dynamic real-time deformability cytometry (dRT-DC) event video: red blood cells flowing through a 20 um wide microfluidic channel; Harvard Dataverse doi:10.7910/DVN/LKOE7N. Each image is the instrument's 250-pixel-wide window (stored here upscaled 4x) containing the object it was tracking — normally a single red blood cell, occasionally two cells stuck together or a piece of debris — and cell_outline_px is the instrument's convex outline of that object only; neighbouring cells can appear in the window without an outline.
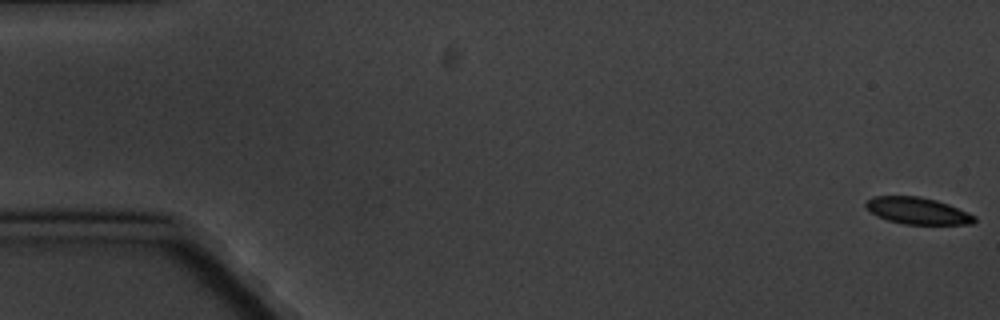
{"species": "common noctule bat (a hibernating species)", "species_latin": "Nyctalus noctula", "temperature_condition": "cold", "stored_images_in_passage": 7, "camera_frame_rate_fps": 3000, "um_per_image_px": 0.085, "animal": {"sex": "male", "body_mass_g": 20.1, "forearm_length_mm": 53.5}, "frame": {"image": 1, "passage_image": 1, "time_ms": 0.0, "image_size_px": [1000, 320], "cell_outline_px": [[976, 220], [972, 224], [904, 224], [888, 220], [876, 216], [864, 204], [872, 196], [920, 196], [936, 200], [948, 204], [968, 212], [976, 216]], "centroid_in_image_um": [78.0, 17.91], "position_along_channel_um": 7.0, "area_um2": 16.88}}
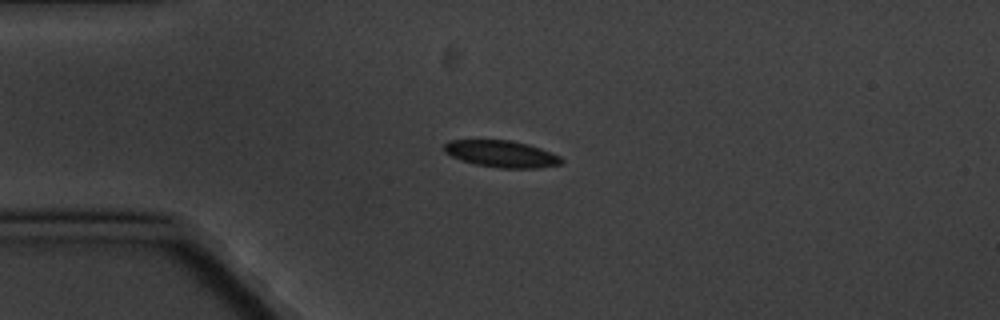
{"frame": {"image": 2, "passage_image": 5, "time_ms": 4.667, "image_size_px": [1000, 320], "cell_outline_px": [[564, 160], [560, 164], [540, 168], [500, 168], [476, 164], [460, 160], [444, 152], [444, 144], [448, 140], [512, 140], [528, 144], [540, 148], [560, 156]], "centroid_in_image_um": [42.62, 13.08], "position_along_channel_um": 42.4, "area_um2": 18.32}}